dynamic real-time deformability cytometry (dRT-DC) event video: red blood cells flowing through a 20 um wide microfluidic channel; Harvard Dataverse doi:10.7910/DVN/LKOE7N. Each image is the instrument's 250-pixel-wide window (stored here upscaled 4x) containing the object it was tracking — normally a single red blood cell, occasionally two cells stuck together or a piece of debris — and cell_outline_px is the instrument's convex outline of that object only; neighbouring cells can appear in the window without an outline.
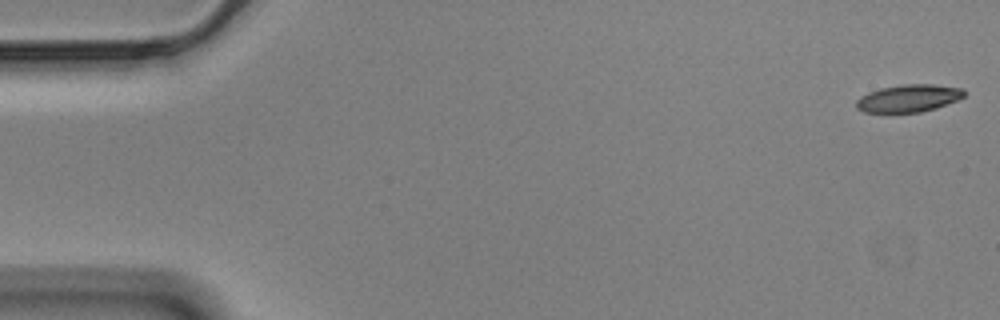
{"species": "Egyptian fruit bat (a non-hibernating species)", "species_latin": "Rousettus aegyptiacus", "temperature_condition": "cold", "stored_images_in_passage": 57, "camera_frame_rate_fps": 3000, "um_per_image_px": 0.085, "animal": {"sex": "male"}, "frame": {"image": 1, "passage_image": 1, "time_ms": 0.0, "image_size_px": [1000, 320], "cell_outline_px": [[964, 96], [956, 100], [936, 108], [920, 112], [864, 112], [856, 108], [856, 100], [860, 96], [868, 92], [880, 88], [900, 84], [932, 84], [964, 88]], "centroid_in_image_um": [77.21, 8.34], "position_along_channel_um": 7.8, "area_um2": 17.28}}
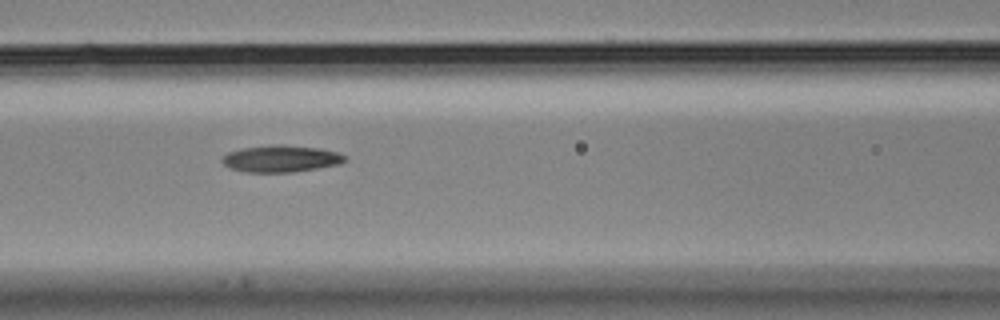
{"frame": {"image": 2, "passage_image": 24, "time_ms": 7.667, "image_size_px": [1000, 320], "cell_outline_px": [[344, 160], [340, 164], [292, 172], [244, 172], [232, 168], [224, 164], [220, 160], [228, 152], [244, 148], [280, 144], [284, 144], [320, 148], [336, 152], [344, 156]], "centroid_in_image_um": [23.86, 13.48], "position_along_channel_um": 142.7, "area_um2": 18.9}}
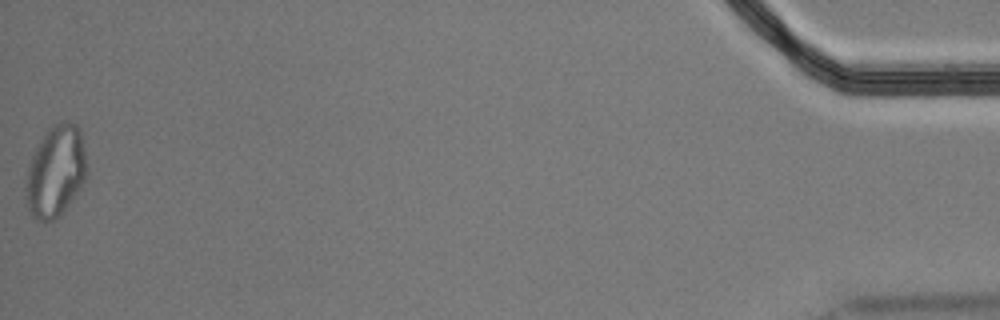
{"frame": {"image": 3, "passage_image": 57, "time_ms": 18.667, "image_size_px": [1000, 320], "cell_outline_px": [[88, 172], [80, 188], [60, 216], [52, 220], [36, 220], [32, 216], [28, 208], [24, 188], [28, 168], [32, 156], [40, 140], [48, 128], [64, 120], [68, 120], [76, 124], [80, 128]], "centroid_in_image_um": [4.73, 14.55], "position_along_channel_um": 430.5, "area_um2": 32.48}, "authors_computed_cell_mechanics": {"area_um2": 18.9006, "velocity_mm_per_s": 3.5027, "shape_relaxation_time_tau1_ms": null, "shape_relaxation_time_tau2_ms": 11.2407, "deformation_change_tau1": null, "deformation_change_tau2": 0.2088}}